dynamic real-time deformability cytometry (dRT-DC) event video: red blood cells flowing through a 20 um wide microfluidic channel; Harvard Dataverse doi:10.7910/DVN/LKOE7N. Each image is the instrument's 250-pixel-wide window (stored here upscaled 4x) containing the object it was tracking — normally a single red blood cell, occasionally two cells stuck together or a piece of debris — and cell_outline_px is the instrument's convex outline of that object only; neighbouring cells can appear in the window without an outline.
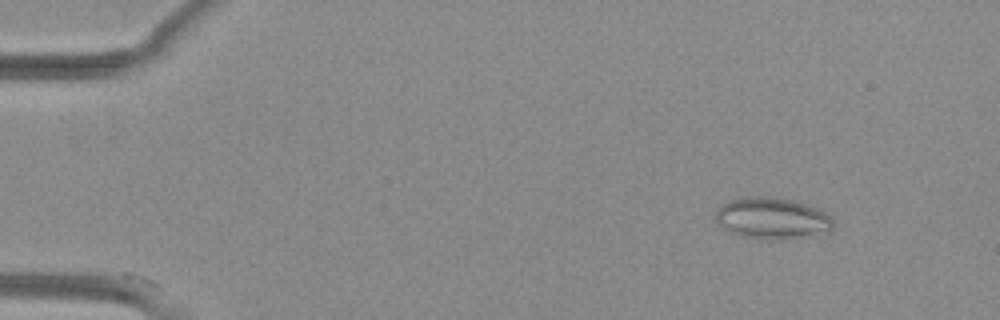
{"species": "common noctule bat (a hibernating species)", "species_latin": "Nyctalus noctula", "temperature_condition": "warm", "stored_images_in_passage": 50, "camera_frame_rate_fps": 3000, "um_per_image_px": 0.085, "animal": {"sex": "female", "body_mass_g": 29.2, "forearm_length_mm": 56.3}, "frame": {"image": 1, "passage_image": 4, "time_ms": 1.0, "image_size_px": [1000, 320], "cell_outline_px": [[836, 220], [832, 228], [828, 232], [800, 236], [740, 236], [728, 232], [716, 220], [716, 208], [728, 200], [748, 196], [776, 196], [808, 204], [820, 208], [832, 216]], "centroid_in_image_um": [65.65, 18.47], "position_along_channel_um": 19.3, "area_um2": 27.92}}
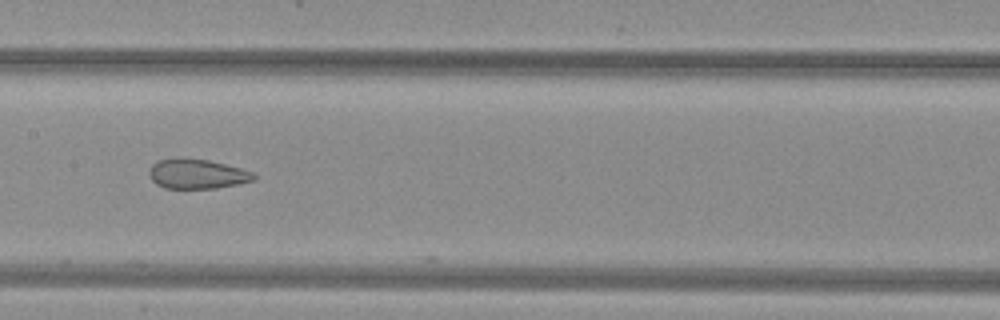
{"frame": {"image": 2, "passage_image": 25, "time_ms": 8.0, "image_size_px": [1000, 320], "cell_outline_px": [[256, 180], [216, 188], [164, 188], [156, 184], [152, 180], [148, 172], [148, 168], [152, 164], [160, 160], [176, 156], [180, 156], [208, 160], [240, 168], [252, 172], [256, 176]], "centroid_in_image_um": [16.7, 14.76], "position_along_channel_um": 190.7, "area_um2": 18.32}}
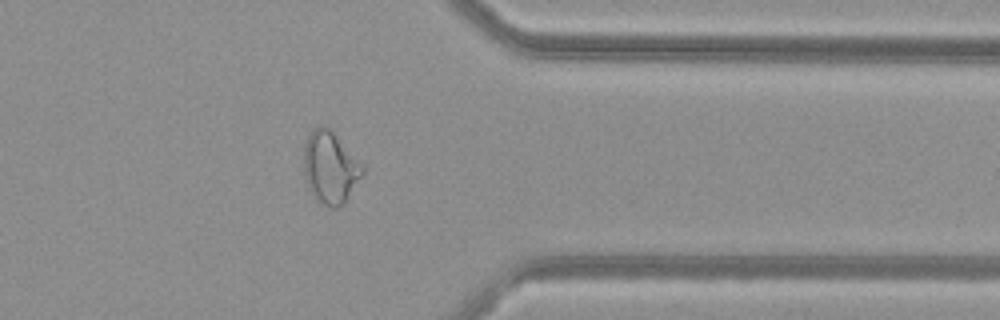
{"frame": {"image": 3, "passage_image": 40, "time_ms": 13.0, "image_size_px": [1000, 320], "cell_outline_px": [[364, 172], [344, 204], [336, 208], [332, 208], [316, 200], [312, 196], [308, 188], [304, 176], [304, 144], [308, 136], [320, 124], [324, 124], [364, 164]], "centroid_in_image_um": [28.07, 14.26], "position_along_channel_um": 383.3, "area_um2": 24.68}, "authors_computed_cell_mechanics": {"area_um2": 25.0274, "velocity_mm_per_s": 4.026, "shape_relaxation_time_tau1_ms": null, "shape_relaxation_time_tau2_ms": 1.2477, "deformation_change_tau1": null, "deformation_change_tau2": 0.0798}}